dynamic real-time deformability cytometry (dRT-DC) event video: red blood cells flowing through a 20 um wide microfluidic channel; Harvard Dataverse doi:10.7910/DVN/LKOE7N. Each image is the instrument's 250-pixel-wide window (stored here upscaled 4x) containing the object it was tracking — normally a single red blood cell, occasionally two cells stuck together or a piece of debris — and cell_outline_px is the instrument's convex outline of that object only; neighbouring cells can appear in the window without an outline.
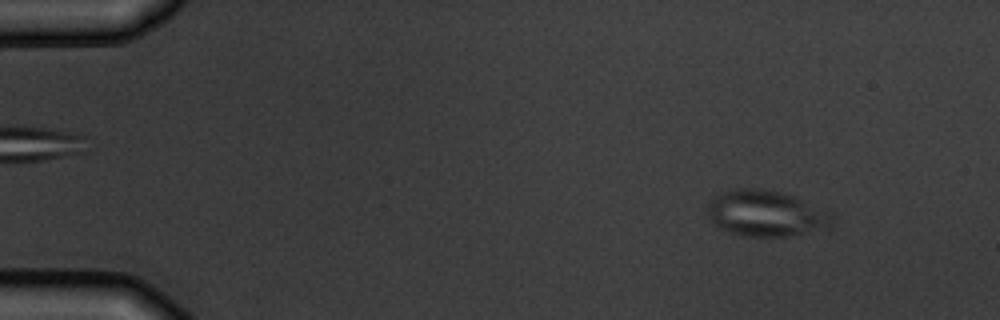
{"species": "common noctule bat (a hibernating species)", "species_latin": "Nyctalus noctula", "temperature_condition": "warm", "stored_images_in_passage": 4, "camera_frame_rate_fps": 3000, "um_per_image_px": 0.085, "animal": {"sex": "male", "body_mass_g": 19.5, "forearm_length_mm": 54.6}, "frame": {"image": 1, "passage_image": 1, "time_ms": 0.0, "image_size_px": [1000, 320], "cell_outline_px": [[836, 216], [832, 228], [788, 236], [748, 236], [732, 232], [720, 228], [708, 216], [708, 204], [720, 192], [740, 188], [764, 188], [792, 196], [832, 212]], "centroid_in_image_um": [65.19, 18.14], "position_along_channel_um": 19.8, "area_um2": 33.41}}